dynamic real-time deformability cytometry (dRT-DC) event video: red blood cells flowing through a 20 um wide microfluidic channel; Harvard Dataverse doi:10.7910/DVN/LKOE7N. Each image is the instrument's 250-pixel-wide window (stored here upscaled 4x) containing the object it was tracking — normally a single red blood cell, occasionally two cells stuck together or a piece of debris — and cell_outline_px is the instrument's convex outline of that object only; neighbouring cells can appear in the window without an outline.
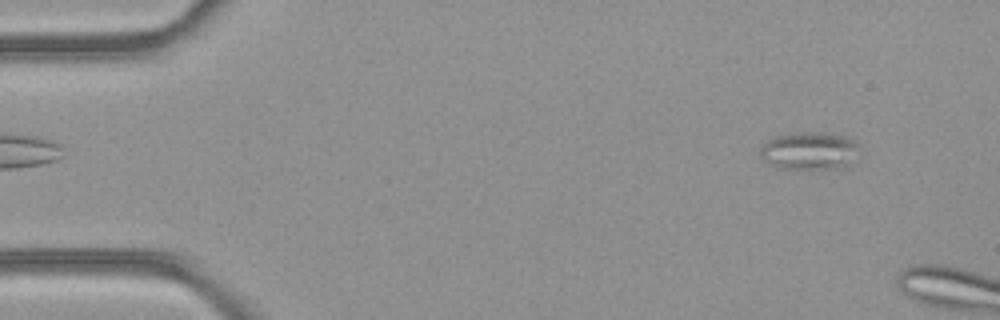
{"species": "common noctule bat (a hibernating species)", "species_latin": "Nyctalus noctula", "temperature_condition": "room temperature", "stored_images_in_passage": 11, "camera_frame_rate_fps": 3000, "um_per_image_px": 0.085, "animal": {"sex": "female", "body_mass_g": 21.9}, "frame": {"image": 1, "passage_image": 5, "time_ms": 1.333, "image_size_px": [1000, 320], "cell_outline_px": [[860, 148], [848, 168], [780, 168], [764, 160], [760, 152], [760, 148], [768, 140], [776, 136], [804, 132], [816, 132], [844, 136], [856, 140]], "centroid_in_image_um": [68.86, 12.82], "position_along_channel_um": 16.1, "area_um2": 21.62}}